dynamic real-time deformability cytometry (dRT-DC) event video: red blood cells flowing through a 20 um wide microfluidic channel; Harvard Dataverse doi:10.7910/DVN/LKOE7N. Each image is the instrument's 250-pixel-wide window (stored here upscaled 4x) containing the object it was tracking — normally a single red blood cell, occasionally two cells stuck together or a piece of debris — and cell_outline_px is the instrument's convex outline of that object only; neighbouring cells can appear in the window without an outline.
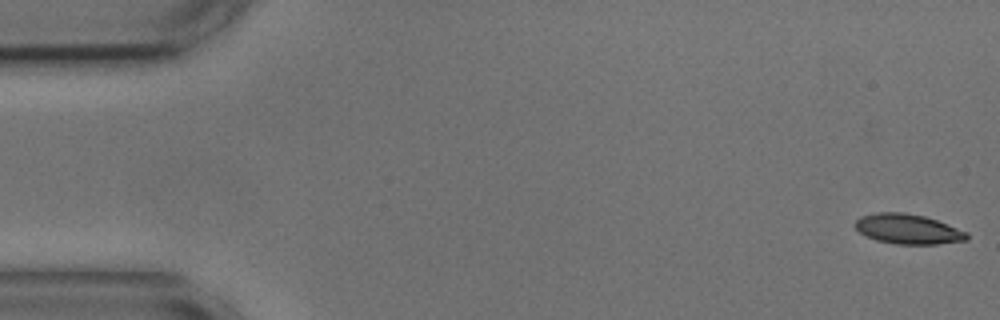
{"species": "common noctule bat (a hibernating species)", "species_latin": "Nyctalus noctula", "temperature_condition": "cold", "stored_images_in_passage": 32, "camera_frame_rate_fps": 3000, "um_per_image_px": 0.085, "animal": {"sex": "male", "body_mass_g": 17.9, "forearm_length_mm": 54.2}, "frame": {"image": 1, "passage_image": 1, "time_ms": 0.0, "image_size_px": [1000, 320], "cell_outline_px": [[968, 240], [936, 244], [896, 244], [876, 240], [860, 232], [852, 224], [860, 216], [876, 212], [904, 212], [924, 216], [936, 220], [968, 232]], "centroid_in_image_um": [77.16, 19.46], "position_along_channel_um": 7.8, "area_um2": 19.48}}
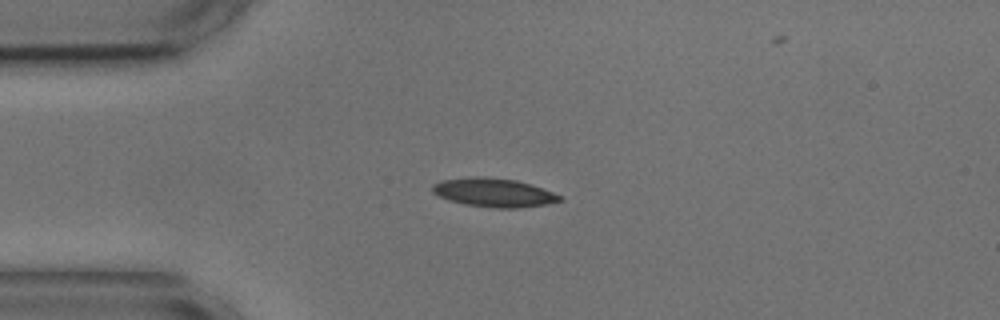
{"frame": {"image": 2, "passage_image": 13, "time_ms": 4.0, "image_size_px": [1000, 320], "cell_outline_px": [[564, 200], [548, 204], [516, 208], [496, 208], [464, 204], [448, 200], [432, 192], [432, 184], [440, 180], [468, 176], [480, 176], [516, 180], [532, 184], [564, 196]], "centroid_in_image_um": [41.99, 16.36], "position_along_channel_um": 43.0, "area_um2": 21.62}}
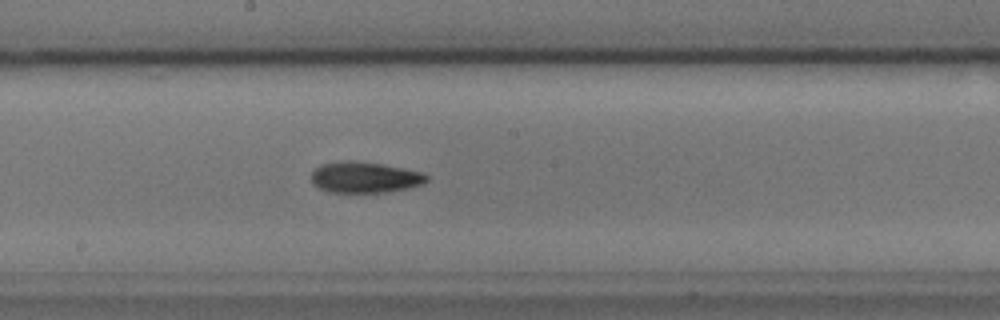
{"frame": {"image": 3, "passage_image": 29, "time_ms": 9.333, "image_size_px": [1000, 320], "cell_outline_px": [[428, 180], [424, 184], [408, 188], [384, 192], [328, 192], [316, 188], [312, 184], [312, 172], [320, 164], [344, 160], [384, 164], [424, 172], [428, 176]], "centroid_in_image_um": [31.0, 15.07], "position_along_channel_um": 217.2, "area_um2": 21.04}}